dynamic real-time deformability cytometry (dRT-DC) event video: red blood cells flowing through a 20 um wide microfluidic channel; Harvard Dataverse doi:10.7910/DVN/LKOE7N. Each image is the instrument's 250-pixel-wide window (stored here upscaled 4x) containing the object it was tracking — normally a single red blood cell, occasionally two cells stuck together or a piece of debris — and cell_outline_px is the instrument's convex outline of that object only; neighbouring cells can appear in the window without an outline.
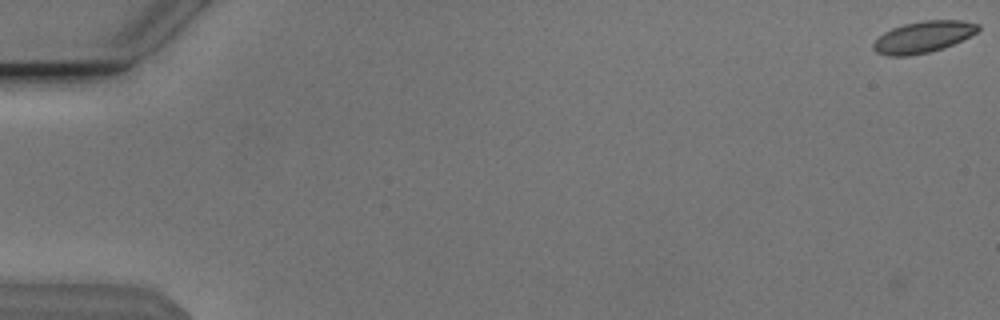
{"species": "Egyptian fruit bat (a non-hibernating species)", "species_latin": "Rousettus aegyptiacus", "temperature_condition": "cold", "stored_images_in_passage": 17, "camera_frame_rate_fps": 3000, "um_per_image_px": 0.085, "animal": {"sex": "male"}, "frame": {"image": 1, "passage_image": 1, "time_ms": 0.0, "image_size_px": [1000, 320], "cell_outline_px": [[980, 28], [976, 32], [944, 48], [928, 52], [908, 56], [888, 56], [876, 52], [872, 48], [872, 44], [884, 32], [892, 28], [904, 24], [924, 20], [960, 20], [980, 24]], "centroid_in_image_um": [78.44, 3.14], "position_along_channel_um": 6.6, "area_um2": 19.07}}
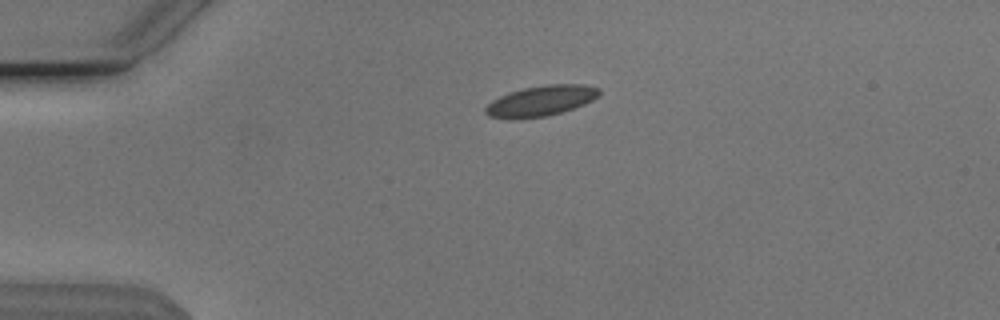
{"frame": {"image": 2, "passage_image": 14, "time_ms": 4.333, "image_size_px": [1000, 320], "cell_outline_px": [[600, 96], [584, 104], [548, 116], [512, 120], [508, 120], [488, 116], [484, 112], [484, 108], [492, 100], [508, 92], [524, 88], [548, 84], [588, 84], [600, 88]], "centroid_in_image_um": [45.96, 8.58], "position_along_channel_um": 39.0, "area_um2": 20.52}}